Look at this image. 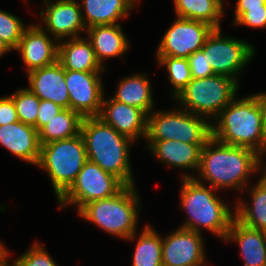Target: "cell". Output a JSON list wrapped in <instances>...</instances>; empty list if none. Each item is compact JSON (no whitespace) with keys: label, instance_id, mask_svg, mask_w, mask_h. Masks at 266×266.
<instances>
[{"label":"cell","instance_id":"cell-1","mask_svg":"<svg viewBox=\"0 0 266 266\" xmlns=\"http://www.w3.org/2000/svg\"><path fill=\"white\" fill-rule=\"evenodd\" d=\"M259 174V153L255 150L224 144L213 137L201 151L196 175L181 174L182 178H194L216 190H241L248 186L252 174ZM226 188V189H225Z\"/></svg>","mask_w":266,"mask_h":266},{"label":"cell","instance_id":"cell-2","mask_svg":"<svg viewBox=\"0 0 266 266\" xmlns=\"http://www.w3.org/2000/svg\"><path fill=\"white\" fill-rule=\"evenodd\" d=\"M180 184V208L188 219L179 227L197 233L204 228L224 242L235 219V208L218 197L216 189L194 178H181Z\"/></svg>","mask_w":266,"mask_h":266},{"label":"cell","instance_id":"cell-3","mask_svg":"<svg viewBox=\"0 0 266 266\" xmlns=\"http://www.w3.org/2000/svg\"><path fill=\"white\" fill-rule=\"evenodd\" d=\"M80 134L85 142L88 161L113 174L126 186L135 185L129 156L134 141L99 117L83 118Z\"/></svg>","mask_w":266,"mask_h":266},{"label":"cell","instance_id":"cell-4","mask_svg":"<svg viewBox=\"0 0 266 266\" xmlns=\"http://www.w3.org/2000/svg\"><path fill=\"white\" fill-rule=\"evenodd\" d=\"M212 122V137L224 144L247 147L261 154L266 149V130L254 94L237 96Z\"/></svg>","mask_w":266,"mask_h":266},{"label":"cell","instance_id":"cell-5","mask_svg":"<svg viewBox=\"0 0 266 266\" xmlns=\"http://www.w3.org/2000/svg\"><path fill=\"white\" fill-rule=\"evenodd\" d=\"M140 200L135 185L125 186L110 198L85 204L77 213L106 233L128 239L138 229Z\"/></svg>","mask_w":266,"mask_h":266},{"label":"cell","instance_id":"cell-6","mask_svg":"<svg viewBox=\"0 0 266 266\" xmlns=\"http://www.w3.org/2000/svg\"><path fill=\"white\" fill-rule=\"evenodd\" d=\"M88 161L81 134L41 145L37 167L50 178L57 200L70 188Z\"/></svg>","mask_w":266,"mask_h":266},{"label":"cell","instance_id":"cell-7","mask_svg":"<svg viewBox=\"0 0 266 266\" xmlns=\"http://www.w3.org/2000/svg\"><path fill=\"white\" fill-rule=\"evenodd\" d=\"M239 85L234 79L223 75L192 78L174 100L180 108L213 122L236 97Z\"/></svg>","mask_w":266,"mask_h":266},{"label":"cell","instance_id":"cell-8","mask_svg":"<svg viewBox=\"0 0 266 266\" xmlns=\"http://www.w3.org/2000/svg\"><path fill=\"white\" fill-rule=\"evenodd\" d=\"M177 108V109H176ZM153 110L147 115L145 140H175L189 144H206L212 138V122L179 106Z\"/></svg>","mask_w":266,"mask_h":266},{"label":"cell","instance_id":"cell-9","mask_svg":"<svg viewBox=\"0 0 266 266\" xmlns=\"http://www.w3.org/2000/svg\"><path fill=\"white\" fill-rule=\"evenodd\" d=\"M223 35L221 28L214 29L201 50L214 74L230 77L239 84L238 77L256 55V50L248 41Z\"/></svg>","mask_w":266,"mask_h":266},{"label":"cell","instance_id":"cell-10","mask_svg":"<svg viewBox=\"0 0 266 266\" xmlns=\"http://www.w3.org/2000/svg\"><path fill=\"white\" fill-rule=\"evenodd\" d=\"M126 185L113 174L103 171L97 164L87 161L70 188L57 200L59 208L67 206L77 212L87 203L110 198Z\"/></svg>","mask_w":266,"mask_h":266},{"label":"cell","instance_id":"cell-11","mask_svg":"<svg viewBox=\"0 0 266 266\" xmlns=\"http://www.w3.org/2000/svg\"><path fill=\"white\" fill-rule=\"evenodd\" d=\"M215 28L197 20L176 17L158 44L156 57L188 58L201 50Z\"/></svg>","mask_w":266,"mask_h":266},{"label":"cell","instance_id":"cell-12","mask_svg":"<svg viewBox=\"0 0 266 266\" xmlns=\"http://www.w3.org/2000/svg\"><path fill=\"white\" fill-rule=\"evenodd\" d=\"M104 71H72L65 69V82L69 92V108L83 118L98 117L104 96Z\"/></svg>","mask_w":266,"mask_h":266},{"label":"cell","instance_id":"cell-13","mask_svg":"<svg viewBox=\"0 0 266 266\" xmlns=\"http://www.w3.org/2000/svg\"><path fill=\"white\" fill-rule=\"evenodd\" d=\"M202 233L178 227L162 236L163 266H207Z\"/></svg>","mask_w":266,"mask_h":266},{"label":"cell","instance_id":"cell-14","mask_svg":"<svg viewBox=\"0 0 266 266\" xmlns=\"http://www.w3.org/2000/svg\"><path fill=\"white\" fill-rule=\"evenodd\" d=\"M40 8L39 16L43 26L39 25L58 42L66 39L81 37L82 31H86L81 12L80 3L77 0H56L47 2Z\"/></svg>","mask_w":266,"mask_h":266},{"label":"cell","instance_id":"cell-15","mask_svg":"<svg viewBox=\"0 0 266 266\" xmlns=\"http://www.w3.org/2000/svg\"><path fill=\"white\" fill-rule=\"evenodd\" d=\"M59 42L50 36L39 23L30 24L24 30L16 49L20 53L27 73L58 61Z\"/></svg>","mask_w":266,"mask_h":266},{"label":"cell","instance_id":"cell-16","mask_svg":"<svg viewBox=\"0 0 266 266\" xmlns=\"http://www.w3.org/2000/svg\"><path fill=\"white\" fill-rule=\"evenodd\" d=\"M98 117L118 133L137 141L147 135V115L139 108L103 96Z\"/></svg>","mask_w":266,"mask_h":266},{"label":"cell","instance_id":"cell-17","mask_svg":"<svg viewBox=\"0 0 266 266\" xmlns=\"http://www.w3.org/2000/svg\"><path fill=\"white\" fill-rule=\"evenodd\" d=\"M27 74V87L42 100H49L63 109L69 108V92L65 82V69L56 63L32 70Z\"/></svg>","mask_w":266,"mask_h":266},{"label":"cell","instance_id":"cell-18","mask_svg":"<svg viewBox=\"0 0 266 266\" xmlns=\"http://www.w3.org/2000/svg\"><path fill=\"white\" fill-rule=\"evenodd\" d=\"M0 145L17 158L37 166L41 145L38 131L21 121L0 126Z\"/></svg>","mask_w":266,"mask_h":266},{"label":"cell","instance_id":"cell-19","mask_svg":"<svg viewBox=\"0 0 266 266\" xmlns=\"http://www.w3.org/2000/svg\"><path fill=\"white\" fill-rule=\"evenodd\" d=\"M147 149L168 167L198 171L201 151L205 144H189L175 140H145Z\"/></svg>","mask_w":266,"mask_h":266},{"label":"cell","instance_id":"cell-20","mask_svg":"<svg viewBox=\"0 0 266 266\" xmlns=\"http://www.w3.org/2000/svg\"><path fill=\"white\" fill-rule=\"evenodd\" d=\"M87 39L90 41L97 60L106 69L105 60L121 57L129 51L130 44L120 24L96 25L87 28Z\"/></svg>","mask_w":266,"mask_h":266},{"label":"cell","instance_id":"cell-21","mask_svg":"<svg viewBox=\"0 0 266 266\" xmlns=\"http://www.w3.org/2000/svg\"><path fill=\"white\" fill-rule=\"evenodd\" d=\"M225 242H236L244 266H266V232L249 228L234 219Z\"/></svg>","mask_w":266,"mask_h":266},{"label":"cell","instance_id":"cell-22","mask_svg":"<svg viewBox=\"0 0 266 266\" xmlns=\"http://www.w3.org/2000/svg\"><path fill=\"white\" fill-rule=\"evenodd\" d=\"M82 18L86 28L96 25L120 24L140 0H82ZM119 20V21H118Z\"/></svg>","mask_w":266,"mask_h":266},{"label":"cell","instance_id":"cell-23","mask_svg":"<svg viewBox=\"0 0 266 266\" xmlns=\"http://www.w3.org/2000/svg\"><path fill=\"white\" fill-rule=\"evenodd\" d=\"M58 62L64 69L72 71H105L95 51L84 36L62 40L58 45Z\"/></svg>","mask_w":266,"mask_h":266},{"label":"cell","instance_id":"cell-24","mask_svg":"<svg viewBox=\"0 0 266 266\" xmlns=\"http://www.w3.org/2000/svg\"><path fill=\"white\" fill-rule=\"evenodd\" d=\"M111 97L121 103L141 109L146 115L154 110L152 86L147 74L135 73L119 80Z\"/></svg>","mask_w":266,"mask_h":266},{"label":"cell","instance_id":"cell-25","mask_svg":"<svg viewBox=\"0 0 266 266\" xmlns=\"http://www.w3.org/2000/svg\"><path fill=\"white\" fill-rule=\"evenodd\" d=\"M251 185L245 188L250 191V203L239 198L234 202L235 219L249 228L266 232V183L259 178Z\"/></svg>","mask_w":266,"mask_h":266},{"label":"cell","instance_id":"cell-26","mask_svg":"<svg viewBox=\"0 0 266 266\" xmlns=\"http://www.w3.org/2000/svg\"><path fill=\"white\" fill-rule=\"evenodd\" d=\"M176 17L203 21L220 29L226 6L220 0H173Z\"/></svg>","mask_w":266,"mask_h":266},{"label":"cell","instance_id":"cell-27","mask_svg":"<svg viewBox=\"0 0 266 266\" xmlns=\"http://www.w3.org/2000/svg\"><path fill=\"white\" fill-rule=\"evenodd\" d=\"M138 237V238H137ZM137 239L131 266H163L162 235L147 224L138 235L135 232L127 241Z\"/></svg>","mask_w":266,"mask_h":266},{"label":"cell","instance_id":"cell-28","mask_svg":"<svg viewBox=\"0 0 266 266\" xmlns=\"http://www.w3.org/2000/svg\"><path fill=\"white\" fill-rule=\"evenodd\" d=\"M82 121L83 117L70 108L61 110L38 131L40 145L79 135Z\"/></svg>","mask_w":266,"mask_h":266},{"label":"cell","instance_id":"cell-29","mask_svg":"<svg viewBox=\"0 0 266 266\" xmlns=\"http://www.w3.org/2000/svg\"><path fill=\"white\" fill-rule=\"evenodd\" d=\"M161 67H166L169 84H171V97L174 99L192 80L188 59L174 57H156ZM164 65V66H163Z\"/></svg>","mask_w":266,"mask_h":266},{"label":"cell","instance_id":"cell-30","mask_svg":"<svg viewBox=\"0 0 266 266\" xmlns=\"http://www.w3.org/2000/svg\"><path fill=\"white\" fill-rule=\"evenodd\" d=\"M10 97L16 107L19 121L31 125L36 129V119L40 98L32 93L27 87L19 88Z\"/></svg>","mask_w":266,"mask_h":266},{"label":"cell","instance_id":"cell-31","mask_svg":"<svg viewBox=\"0 0 266 266\" xmlns=\"http://www.w3.org/2000/svg\"><path fill=\"white\" fill-rule=\"evenodd\" d=\"M28 27L21 19L4 10H0V42L10 52L16 50L24 30Z\"/></svg>","mask_w":266,"mask_h":266},{"label":"cell","instance_id":"cell-32","mask_svg":"<svg viewBox=\"0 0 266 266\" xmlns=\"http://www.w3.org/2000/svg\"><path fill=\"white\" fill-rule=\"evenodd\" d=\"M15 259L18 266H58L48 251L37 240L26 252L24 251L19 258Z\"/></svg>","mask_w":266,"mask_h":266},{"label":"cell","instance_id":"cell-33","mask_svg":"<svg viewBox=\"0 0 266 266\" xmlns=\"http://www.w3.org/2000/svg\"><path fill=\"white\" fill-rule=\"evenodd\" d=\"M187 59L192 78H207L215 75L202 50L194 52Z\"/></svg>","mask_w":266,"mask_h":266},{"label":"cell","instance_id":"cell-34","mask_svg":"<svg viewBox=\"0 0 266 266\" xmlns=\"http://www.w3.org/2000/svg\"><path fill=\"white\" fill-rule=\"evenodd\" d=\"M234 26H246L253 29H266V8L249 9L244 12L235 22Z\"/></svg>","mask_w":266,"mask_h":266},{"label":"cell","instance_id":"cell-35","mask_svg":"<svg viewBox=\"0 0 266 266\" xmlns=\"http://www.w3.org/2000/svg\"><path fill=\"white\" fill-rule=\"evenodd\" d=\"M61 110L62 107L49 100L40 99L36 119V130L39 131L45 124L52 120Z\"/></svg>","mask_w":266,"mask_h":266},{"label":"cell","instance_id":"cell-36","mask_svg":"<svg viewBox=\"0 0 266 266\" xmlns=\"http://www.w3.org/2000/svg\"><path fill=\"white\" fill-rule=\"evenodd\" d=\"M18 121L19 119L13 99L8 95L0 97V126Z\"/></svg>","mask_w":266,"mask_h":266},{"label":"cell","instance_id":"cell-37","mask_svg":"<svg viewBox=\"0 0 266 266\" xmlns=\"http://www.w3.org/2000/svg\"><path fill=\"white\" fill-rule=\"evenodd\" d=\"M234 22L249 9L266 8V0H237L234 5Z\"/></svg>","mask_w":266,"mask_h":266},{"label":"cell","instance_id":"cell-38","mask_svg":"<svg viewBox=\"0 0 266 266\" xmlns=\"http://www.w3.org/2000/svg\"><path fill=\"white\" fill-rule=\"evenodd\" d=\"M257 98V101L259 103V106L261 108L262 112V118H263V125L266 130V93L265 92H259L254 94Z\"/></svg>","mask_w":266,"mask_h":266},{"label":"cell","instance_id":"cell-39","mask_svg":"<svg viewBox=\"0 0 266 266\" xmlns=\"http://www.w3.org/2000/svg\"><path fill=\"white\" fill-rule=\"evenodd\" d=\"M264 157H266V149L259 154V172H261V178L266 183V163L264 164ZM261 170V171H260Z\"/></svg>","mask_w":266,"mask_h":266},{"label":"cell","instance_id":"cell-40","mask_svg":"<svg viewBox=\"0 0 266 266\" xmlns=\"http://www.w3.org/2000/svg\"><path fill=\"white\" fill-rule=\"evenodd\" d=\"M11 253L12 252H10L3 260L0 261V266H18L17 261H16L15 258L12 261L11 265L8 262L9 261L8 259L10 258L9 256H11Z\"/></svg>","mask_w":266,"mask_h":266},{"label":"cell","instance_id":"cell-41","mask_svg":"<svg viewBox=\"0 0 266 266\" xmlns=\"http://www.w3.org/2000/svg\"><path fill=\"white\" fill-rule=\"evenodd\" d=\"M9 253L10 250H8L5 244H2V242L0 241V261L3 260Z\"/></svg>","mask_w":266,"mask_h":266},{"label":"cell","instance_id":"cell-42","mask_svg":"<svg viewBox=\"0 0 266 266\" xmlns=\"http://www.w3.org/2000/svg\"><path fill=\"white\" fill-rule=\"evenodd\" d=\"M10 51L3 46V44L0 42V58L4 55L9 53Z\"/></svg>","mask_w":266,"mask_h":266},{"label":"cell","instance_id":"cell-43","mask_svg":"<svg viewBox=\"0 0 266 266\" xmlns=\"http://www.w3.org/2000/svg\"><path fill=\"white\" fill-rule=\"evenodd\" d=\"M52 0H43V3H47V2H50Z\"/></svg>","mask_w":266,"mask_h":266}]
</instances>
